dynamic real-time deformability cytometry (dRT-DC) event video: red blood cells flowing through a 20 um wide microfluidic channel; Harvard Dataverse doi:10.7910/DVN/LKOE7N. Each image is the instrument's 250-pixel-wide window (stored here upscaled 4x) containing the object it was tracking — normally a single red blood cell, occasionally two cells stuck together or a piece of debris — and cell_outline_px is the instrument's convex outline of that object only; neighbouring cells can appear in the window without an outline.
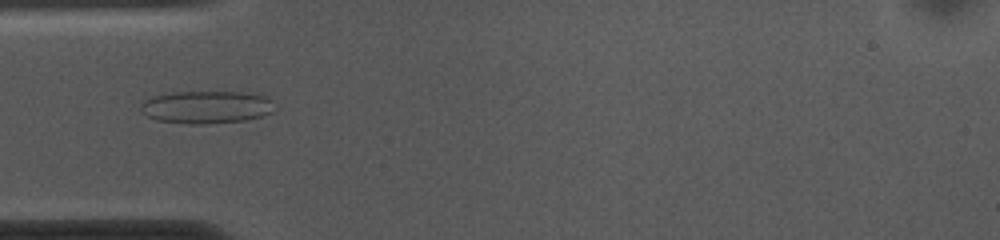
{"species": "common noctule bat (a hibernating species)", "species_latin": "Nyctalus noctula", "temperature_condition": "cold", "stored_images_in_passage": 53, "camera_frame_rate_fps": 3000, "um_per_image_px": 0.085, "animal": {"sex": "female", "body_mass_g": 10.0, "forearm_length_mm": 53.1}, "frame": {"image": 1, "passage_image": 15, "time_ms": 4.667, "image_size_px": [1000, 240], "cell_outline_px": [[276, 108], [272, 112], [264, 116], [244, 120], [204, 124], [192, 124], [156, 120], [148, 116], [140, 108], [140, 104], [144, 100], [152, 96], [172, 92], [240, 92], [264, 96], [272, 100]], "centroid_in_image_um": [17.56, 9.1], "position_along_channel_um": 67.4, "area_um2": 25.49}}
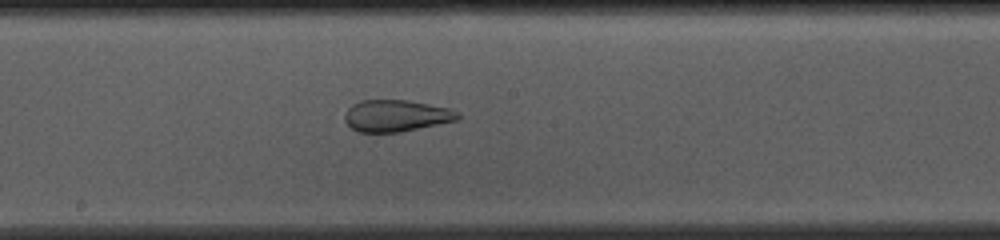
{"frame": {"image": 2, "passage_image": 27, "time_ms": 8.667, "image_size_px": [1000, 240], "cell_outline_px": [[460, 120], [400, 132], [356, 132], [344, 120], [344, 116], [348, 108], [352, 104], [360, 100], [408, 100], [452, 108], [460, 112]], "centroid_in_image_um": [33.72, 9.83], "position_along_channel_um": 214.5, "area_um2": 21.21}}
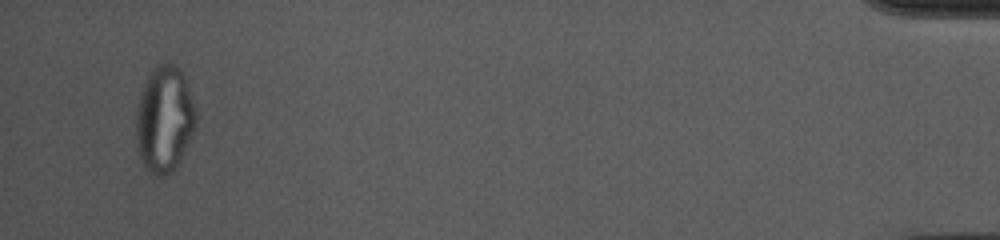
{"frame": {"image": 3, "passage_image": 51, "time_ms": 16.667, "image_size_px": [1000, 240], "cell_outline_px": [[196, 124], [180, 160], [172, 172], [164, 176], [160, 176], [152, 172], [144, 164], [140, 156], [136, 140], [136, 116], [140, 96], [144, 84], [148, 76], [156, 64], [172, 64], [184, 76], [196, 108]], "centroid_in_image_um": [13.98, 10.13], "position_along_channel_um": 421.2, "area_um2": 36.36}, "authors_computed_cell_mechanics": {"area_um2": 29.2468, "velocity_mm_per_s": 3.6549, "shape_relaxation_time_tau1_ms": null, "shape_relaxation_time_tau2_ms": 1.3588, "deformation_change_tau1": null, "deformation_change_tau2": 0.0888}}